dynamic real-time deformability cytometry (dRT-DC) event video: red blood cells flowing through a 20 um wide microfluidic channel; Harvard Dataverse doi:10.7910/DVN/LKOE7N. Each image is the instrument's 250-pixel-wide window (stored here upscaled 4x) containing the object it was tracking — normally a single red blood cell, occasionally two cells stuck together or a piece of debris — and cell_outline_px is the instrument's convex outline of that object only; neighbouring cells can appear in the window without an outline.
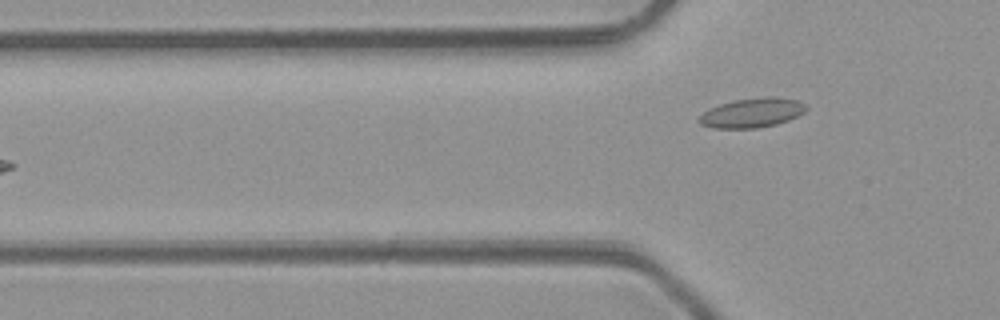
{"species": "common noctule bat (a hibernating species)", "species_latin": "Nyctalus noctula", "temperature_condition": "room temperature", "stored_images_in_passage": 5, "camera_frame_rate_fps": 3000, "um_per_image_px": 0.085, "animal": {"sex": "male", "body_mass_g": 23.1, "forearm_length_mm": 52.7}, "frame": {"image": 1, "passage_image": 5, "time_ms": 5.667, "image_size_px": [1000, 320], "cell_outline_px": [[808, 108], [804, 112], [788, 120], [776, 124], [756, 128], [712, 128], [700, 124], [696, 120], [704, 112], [720, 104], [732, 100], [764, 96], [776, 96], [796, 100], [804, 104]], "centroid_in_image_um": [63.91, 9.58], "position_along_channel_um": 61.9, "area_um2": 18.38}}